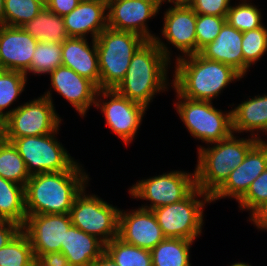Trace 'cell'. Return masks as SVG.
I'll return each mask as SVG.
<instances>
[{"label":"cell","instance_id":"obj_1","mask_svg":"<svg viewBox=\"0 0 267 266\" xmlns=\"http://www.w3.org/2000/svg\"><path fill=\"white\" fill-rule=\"evenodd\" d=\"M167 46L159 36L146 40L134 53L124 79L115 90L148 108L158 92L169 89L167 72L172 54Z\"/></svg>","mask_w":267,"mask_h":266},{"label":"cell","instance_id":"obj_2","mask_svg":"<svg viewBox=\"0 0 267 266\" xmlns=\"http://www.w3.org/2000/svg\"><path fill=\"white\" fill-rule=\"evenodd\" d=\"M83 168L77 161L66 171L32 175L24 187L26 214H69L90 179Z\"/></svg>","mask_w":267,"mask_h":266},{"label":"cell","instance_id":"obj_3","mask_svg":"<svg viewBox=\"0 0 267 266\" xmlns=\"http://www.w3.org/2000/svg\"><path fill=\"white\" fill-rule=\"evenodd\" d=\"M175 60L171 86L185 98L212 102L231 82L243 78L231 66L206 59L199 53Z\"/></svg>","mask_w":267,"mask_h":266},{"label":"cell","instance_id":"obj_4","mask_svg":"<svg viewBox=\"0 0 267 266\" xmlns=\"http://www.w3.org/2000/svg\"><path fill=\"white\" fill-rule=\"evenodd\" d=\"M259 140L248 136L239 138L232 133L228 138L212 143L213 146L198 147V162L195 168L196 187L210 196L227 180L248 151Z\"/></svg>","mask_w":267,"mask_h":266},{"label":"cell","instance_id":"obj_5","mask_svg":"<svg viewBox=\"0 0 267 266\" xmlns=\"http://www.w3.org/2000/svg\"><path fill=\"white\" fill-rule=\"evenodd\" d=\"M95 41L100 71V89H115L124 79L134 53L146 39L133 32L107 27Z\"/></svg>","mask_w":267,"mask_h":266},{"label":"cell","instance_id":"obj_6","mask_svg":"<svg viewBox=\"0 0 267 266\" xmlns=\"http://www.w3.org/2000/svg\"><path fill=\"white\" fill-rule=\"evenodd\" d=\"M175 92L179 99L174 103L176 112L192 137L212 146L233 133L231 110L224 113L210 101L185 98Z\"/></svg>","mask_w":267,"mask_h":266},{"label":"cell","instance_id":"obj_7","mask_svg":"<svg viewBox=\"0 0 267 266\" xmlns=\"http://www.w3.org/2000/svg\"><path fill=\"white\" fill-rule=\"evenodd\" d=\"M206 203H211V196L196 187L183 200L152 211L165 238L194 241L202 233Z\"/></svg>","mask_w":267,"mask_h":266},{"label":"cell","instance_id":"obj_8","mask_svg":"<svg viewBox=\"0 0 267 266\" xmlns=\"http://www.w3.org/2000/svg\"><path fill=\"white\" fill-rule=\"evenodd\" d=\"M51 89L17 108L0 124L3 138L39 136L59 130L61 117L55 110Z\"/></svg>","mask_w":267,"mask_h":266},{"label":"cell","instance_id":"obj_9","mask_svg":"<svg viewBox=\"0 0 267 266\" xmlns=\"http://www.w3.org/2000/svg\"><path fill=\"white\" fill-rule=\"evenodd\" d=\"M59 130L39 136L4 138L12 142L26 164L30 176L69 170L76 160L56 138Z\"/></svg>","mask_w":267,"mask_h":266},{"label":"cell","instance_id":"obj_10","mask_svg":"<svg viewBox=\"0 0 267 266\" xmlns=\"http://www.w3.org/2000/svg\"><path fill=\"white\" fill-rule=\"evenodd\" d=\"M86 188L76 196L69 212L71 223L104 244L118 237L120 209L98 195L86 194Z\"/></svg>","mask_w":267,"mask_h":266},{"label":"cell","instance_id":"obj_11","mask_svg":"<svg viewBox=\"0 0 267 266\" xmlns=\"http://www.w3.org/2000/svg\"><path fill=\"white\" fill-rule=\"evenodd\" d=\"M130 187L129 194L132 198L151 203L141 205V208L153 210L186 198L196 188L195 170L194 173L181 170L170 171V173L139 180Z\"/></svg>","mask_w":267,"mask_h":266},{"label":"cell","instance_id":"obj_12","mask_svg":"<svg viewBox=\"0 0 267 266\" xmlns=\"http://www.w3.org/2000/svg\"><path fill=\"white\" fill-rule=\"evenodd\" d=\"M95 107L101 109L100 111L105 116L106 125L125 145H129L128 143H132L134 140L147 111L145 106L129 100L115 89H99Z\"/></svg>","mask_w":267,"mask_h":266},{"label":"cell","instance_id":"obj_13","mask_svg":"<svg viewBox=\"0 0 267 266\" xmlns=\"http://www.w3.org/2000/svg\"><path fill=\"white\" fill-rule=\"evenodd\" d=\"M72 226L69 214L27 215L22 231L28 236L34 258L61 252L66 231Z\"/></svg>","mask_w":267,"mask_h":266},{"label":"cell","instance_id":"obj_14","mask_svg":"<svg viewBox=\"0 0 267 266\" xmlns=\"http://www.w3.org/2000/svg\"><path fill=\"white\" fill-rule=\"evenodd\" d=\"M159 11L157 6L146 0H109L108 27L136 33L146 40H154L156 35L149 31L147 22L159 14Z\"/></svg>","mask_w":267,"mask_h":266},{"label":"cell","instance_id":"obj_15","mask_svg":"<svg viewBox=\"0 0 267 266\" xmlns=\"http://www.w3.org/2000/svg\"><path fill=\"white\" fill-rule=\"evenodd\" d=\"M267 168V141L259 140L244 161L229 174L227 180L211 195V202L222 198L238 201L252 182Z\"/></svg>","mask_w":267,"mask_h":266},{"label":"cell","instance_id":"obj_16","mask_svg":"<svg viewBox=\"0 0 267 266\" xmlns=\"http://www.w3.org/2000/svg\"><path fill=\"white\" fill-rule=\"evenodd\" d=\"M120 210L118 238L123 242L151 251L165 239L152 210Z\"/></svg>","mask_w":267,"mask_h":266},{"label":"cell","instance_id":"obj_17","mask_svg":"<svg viewBox=\"0 0 267 266\" xmlns=\"http://www.w3.org/2000/svg\"><path fill=\"white\" fill-rule=\"evenodd\" d=\"M49 75L51 88L63 96L79 115L85 117L90 106H95L99 88L92 81L63 65Z\"/></svg>","mask_w":267,"mask_h":266},{"label":"cell","instance_id":"obj_18","mask_svg":"<svg viewBox=\"0 0 267 266\" xmlns=\"http://www.w3.org/2000/svg\"><path fill=\"white\" fill-rule=\"evenodd\" d=\"M38 41L22 27L2 25L0 30V69L26 73Z\"/></svg>","mask_w":267,"mask_h":266},{"label":"cell","instance_id":"obj_19","mask_svg":"<svg viewBox=\"0 0 267 266\" xmlns=\"http://www.w3.org/2000/svg\"><path fill=\"white\" fill-rule=\"evenodd\" d=\"M161 35L181 51L182 56L196 54V19L197 13L191 7L171 6L166 9Z\"/></svg>","mask_w":267,"mask_h":266},{"label":"cell","instance_id":"obj_20","mask_svg":"<svg viewBox=\"0 0 267 266\" xmlns=\"http://www.w3.org/2000/svg\"><path fill=\"white\" fill-rule=\"evenodd\" d=\"M107 2L102 0H82L69 14L63 16L69 37H84L89 33L91 39L108 27Z\"/></svg>","mask_w":267,"mask_h":266},{"label":"cell","instance_id":"obj_21","mask_svg":"<svg viewBox=\"0 0 267 266\" xmlns=\"http://www.w3.org/2000/svg\"><path fill=\"white\" fill-rule=\"evenodd\" d=\"M91 40L92 43H88L84 37H68L61 44L62 65L92 81L100 89L96 41Z\"/></svg>","mask_w":267,"mask_h":266},{"label":"cell","instance_id":"obj_22","mask_svg":"<svg viewBox=\"0 0 267 266\" xmlns=\"http://www.w3.org/2000/svg\"><path fill=\"white\" fill-rule=\"evenodd\" d=\"M242 38L243 33L226 21L215 40L203 47L199 54L206 59L231 66L243 77Z\"/></svg>","mask_w":267,"mask_h":266},{"label":"cell","instance_id":"obj_23","mask_svg":"<svg viewBox=\"0 0 267 266\" xmlns=\"http://www.w3.org/2000/svg\"><path fill=\"white\" fill-rule=\"evenodd\" d=\"M231 117L233 133L246 131L250 132L251 137L264 140L260 133H267V94H258L242 101L231 110Z\"/></svg>","mask_w":267,"mask_h":266},{"label":"cell","instance_id":"obj_24","mask_svg":"<svg viewBox=\"0 0 267 266\" xmlns=\"http://www.w3.org/2000/svg\"><path fill=\"white\" fill-rule=\"evenodd\" d=\"M105 251V244L90 234L71 226L65 234L61 252L71 266H91Z\"/></svg>","mask_w":267,"mask_h":266},{"label":"cell","instance_id":"obj_25","mask_svg":"<svg viewBox=\"0 0 267 266\" xmlns=\"http://www.w3.org/2000/svg\"><path fill=\"white\" fill-rule=\"evenodd\" d=\"M38 42H57L62 44L69 36L66 32L63 16L44 7L31 21L21 26Z\"/></svg>","mask_w":267,"mask_h":266},{"label":"cell","instance_id":"obj_26","mask_svg":"<svg viewBox=\"0 0 267 266\" xmlns=\"http://www.w3.org/2000/svg\"><path fill=\"white\" fill-rule=\"evenodd\" d=\"M26 217L24 186L0 176V220L23 226Z\"/></svg>","mask_w":267,"mask_h":266},{"label":"cell","instance_id":"obj_27","mask_svg":"<svg viewBox=\"0 0 267 266\" xmlns=\"http://www.w3.org/2000/svg\"><path fill=\"white\" fill-rule=\"evenodd\" d=\"M193 242L182 238H165L150 251L152 266L189 265Z\"/></svg>","mask_w":267,"mask_h":266},{"label":"cell","instance_id":"obj_28","mask_svg":"<svg viewBox=\"0 0 267 266\" xmlns=\"http://www.w3.org/2000/svg\"><path fill=\"white\" fill-rule=\"evenodd\" d=\"M0 176L25 187L31 177L17 148L0 135Z\"/></svg>","mask_w":267,"mask_h":266},{"label":"cell","instance_id":"obj_29","mask_svg":"<svg viewBox=\"0 0 267 266\" xmlns=\"http://www.w3.org/2000/svg\"><path fill=\"white\" fill-rule=\"evenodd\" d=\"M27 79L24 72L0 69V124L17 108L8 109L24 91Z\"/></svg>","mask_w":267,"mask_h":266},{"label":"cell","instance_id":"obj_30","mask_svg":"<svg viewBox=\"0 0 267 266\" xmlns=\"http://www.w3.org/2000/svg\"><path fill=\"white\" fill-rule=\"evenodd\" d=\"M105 252L118 266H152L149 250L125 243L118 237L105 244Z\"/></svg>","mask_w":267,"mask_h":266},{"label":"cell","instance_id":"obj_31","mask_svg":"<svg viewBox=\"0 0 267 266\" xmlns=\"http://www.w3.org/2000/svg\"><path fill=\"white\" fill-rule=\"evenodd\" d=\"M0 266H35L30 240L22 230L0 249Z\"/></svg>","mask_w":267,"mask_h":266},{"label":"cell","instance_id":"obj_32","mask_svg":"<svg viewBox=\"0 0 267 266\" xmlns=\"http://www.w3.org/2000/svg\"><path fill=\"white\" fill-rule=\"evenodd\" d=\"M30 69L25 73L33 75L50 74L62 66L61 44L57 42H38L33 53Z\"/></svg>","mask_w":267,"mask_h":266},{"label":"cell","instance_id":"obj_33","mask_svg":"<svg viewBox=\"0 0 267 266\" xmlns=\"http://www.w3.org/2000/svg\"><path fill=\"white\" fill-rule=\"evenodd\" d=\"M237 202L241 210L250 211L251 223L267 209V168L252 182L247 192Z\"/></svg>","mask_w":267,"mask_h":266},{"label":"cell","instance_id":"obj_34","mask_svg":"<svg viewBox=\"0 0 267 266\" xmlns=\"http://www.w3.org/2000/svg\"><path fill=\"white\" fill-rule=\"evenodd\" d=\"M45 7V0H5L4 25L21 27Z\"/></svg>","mask_w":267,"mask_h":266},{"label":"cell","instance_id":"obj_35","mask_svg":"<svg viewBox=\"0 0 267 266\" xmlns=\"http://www.w3.org/2000/svg\"><path fill=\"white\" fill-rule=\"evenodd\" d=\"M249 2V3H248ZM242 0L229 8L226 21L235 29L243 32L262 27L260 9L250 1Z\"/></svg>","mask_w":267,"mask_h":266},{"label":"cell","instance_id":"obj_36","mask_svg":"<svg viewBox=\"0 0 267 266\" xmlns=\"http://www.w3.org/2000/svg\"><path fill=\"white\" fill-rule=\"evenodd\" d=\"M267 51V27H262L243 32L242 52L244 58V76L249 67L255 65Z\"/></svg>","mask_w":267,"mask_h":266},{"label":"cell","instance_id":"obj_37","mask_svg":"<svg viewBox=\"0 0 267 266\" xmlns=\"http://www.w3.org/2000/svg\"><path fill=\"white\" fill-rule=\"evenodd\" d=\"M225 22L226 17L197 14L196 53L215 40Z\"/></svg>","mask_w":267,"mask_h":266},{"label":"cell","instance_id":"obj_38","mask_svg":"<svg viewBox=\"0 0 267 266\" xmlns=\"http://www.w3.org/2000/svg\"><path fill=\"white\" fill-rule=\"evenodd\" d=\"M231 0H195L191 8L197 14L227 17Z\"/></svg>","mask_w":267,"mask_h":266},{"label":"cell","instance_id":"obj_39","mask_svg":"<svg viewBox=\"0 0 267 266\" xmlns=\"http://www.w3.org/2000/svg\"><path fill=\"white\" fill-rule=\"evenodd\" d=\"M35 266H71L62 252L39 254L35 258Z\"/></svg>","mask_w":267,"mask_h":266},{"label":"cell","instance_id":"obj_40","mask_svg":"<svg viewBox=\"0 0 267 266\" xmlns=\"http://www.w3.org/2000/svg\"><path fill=\"white\" fill-rule=\"evenodd\" d=\"M82 0H45V7L59 16L69 14Z\"/></svg>","mask_w":267,"mask_h":266},{"label":"cell","instance_id":"obj_41","mask_svg":"<svg viewBox=\"0 0 267 266\" xmlns=\"http://www.w3.org/2000/svg\"><path fill=\"white\" fill-rule=\"evenodd\" d=\"M22 226L10 220H0V249L6 246L20 231Z\"/></svg>","mask_w":267,"mask_h":266},{"label":"cell","instance_id":"obj_42","mask_svg":"<svg viewBox=\"0 0 267 266\" xmlns=\"http://www.w3.org/2000/svg\"><path fill=\"white\" fill-rule=\"evenodd\" d=\"M91 266H118L116 262L104 251Z\"/></svg>","mask_w":267,"mask_h":266},{"label":"cell","instance_id":"obj_43","mask_svg":"<svg viewBox=\"0 0 267 266\" xmlns=\"http://www.w3.org/2000/svg\"><path fill=\"white\" fill-rule=\"evenodd\" d=\"M259 230H267V209L253 222Z\"/></svg>","mask_w":267,"mask_h":266},{"label":"cell","instance_id":"obj_44","mask_svg":"<svg viewBox=\"0 0 267 266\" xmlns=\"http://www.w3.org/2000/svg\"><path fill=\"white\" fill-rule=\"evenodd\" d=\"M167 2L177 7H191L195 0H167Z\"/></svg>","mask_w":267,"mask_h":266},{"label":"cell","instance_id":"obj_45","mask_svg":"<svg viewBox=\"0 0 267 266\" xmlns=\"http://www.w3.org/2000/svg\"><path fill=\"white\" fill-rule=\"evenodd\" d=\"M5 0H0V26L4 25Z\"/></svg>","mask_w":267,"mask_h":266},{"label":"cell","instance_id":"obj_46","mask_svg":"<svg viewBox=\"0 0 267 266\" xmlns=\"http://www.w3.org/2000/svg\"><path fill=\"white\" fill-rule=\"evenodd\" d=\"M146 1H149V2L153 3L159 9L161 8L163 3L167 2V0H146Z\"/></svg>","mask_w":267,"mask_h":266},{"label":"cell","instance_id":"obj_47","mask_svg":"<svg viewBox=\"0 0 267 266\" xmlns=\"http://www.w3.org/2000/svg\"><path fill=\"white\" fill-rule=\"evenodd\" d=\"M230 266H252V265L245 263V262L244 263L243 262H237V263L235 262Z\"/></svg>","mask_w":267,"mask_h":266}]
</instances>
